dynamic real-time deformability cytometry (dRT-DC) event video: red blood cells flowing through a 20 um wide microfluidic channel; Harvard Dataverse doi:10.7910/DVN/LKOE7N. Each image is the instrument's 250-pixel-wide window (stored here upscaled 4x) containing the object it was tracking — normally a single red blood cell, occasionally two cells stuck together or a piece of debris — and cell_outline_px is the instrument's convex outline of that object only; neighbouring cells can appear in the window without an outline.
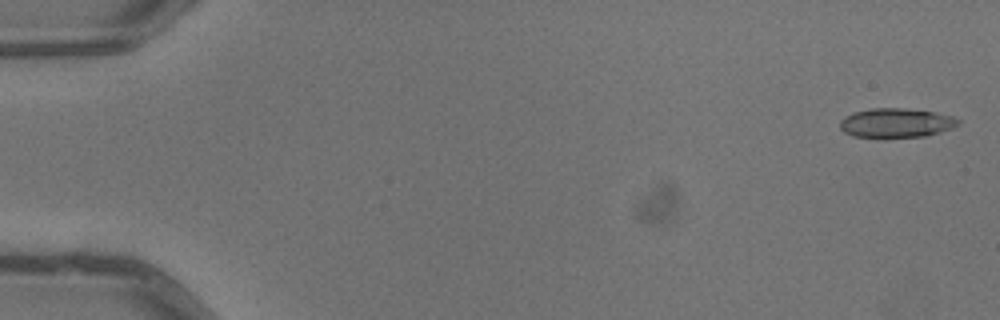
{"species": "common noctule bat (a hibernating species)", "species_latin": "Nyctalus noctula", "temperature_condition": "warm", "stored_images_in_passage": 6, "camera_frame_rate_fps": 3000, "um_per_image_px": 0.085, "animal": {"sex": "male", "body_mass_g": 13.3}, "frame": {"image": 1, "passage_image": 1, "time_ms": 0.0, "image_size_px": [1000, 320], "cell_outline_px": [[960, 124], [952, 128], [940, 132], [924, 136], [852, 136], [844, 132], [840, 128], [840, 120], [844, 116], [852, 112], [868, 108], [904, 108], [936, 112], [952, 116], [960, 120]], "centroid_in_image_um": [76.16, 10.42], "position_along_channel_um": 8.8, "area_um2": 20.06}}